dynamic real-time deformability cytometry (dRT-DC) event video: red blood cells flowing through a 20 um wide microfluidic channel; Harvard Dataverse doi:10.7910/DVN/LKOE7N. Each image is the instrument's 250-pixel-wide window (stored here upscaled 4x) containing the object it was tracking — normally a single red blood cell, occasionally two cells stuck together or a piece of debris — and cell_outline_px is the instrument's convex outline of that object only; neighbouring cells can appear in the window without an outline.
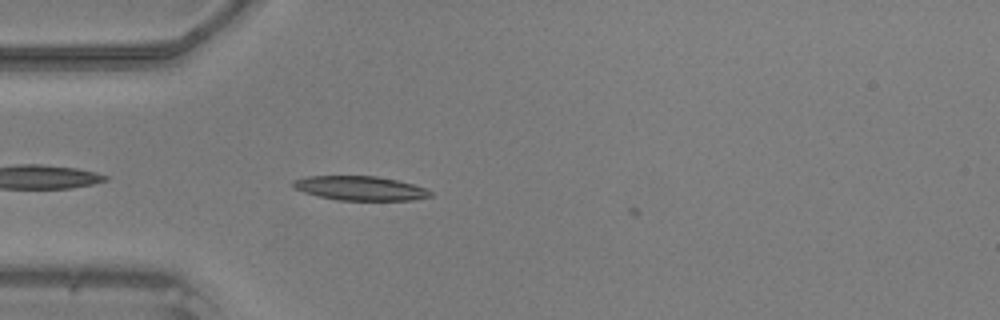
{"species": "common noctule bat (a hibernating species)", "species_latin": "Nyctalus noctula", "temperature_condition": "warm", "stored_images_in_passage": 7, "camera_frame_rate_fps": 3000, "um_per_image_px": 0.085, "animal": {"sex": "male", "body_mass_g": 20.5, "forearm_length_mm": 52.5}, "frame": {"image": 1, "passage_image": 3, "time_ms": 0.667, "image_size_px": [1000, 320], "cell_outline_px": [[432, 196], [412, 200], [340, 200], [320, 196], [304, 192], [296, 188], [292, 184], [292, 180], [308, 176], [376, 176], [396, 180], [412, 184], [424, 188], [432, 192]], "centroid_in_image_um": [30.62, 16.0], "position_along_channel_um": 54.4, "area_um2": 19.13}}
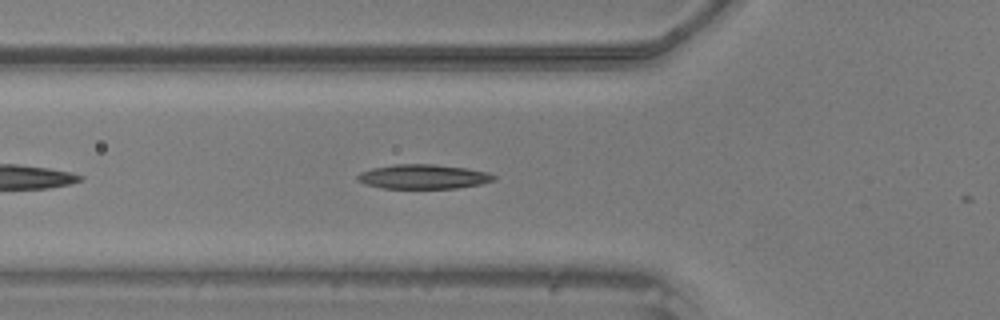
{"frame": {"image": 2, "passage_image": 6, "time_ms": 1.667, "image_size_px": [1000, 320], "cell_outline_px": [[496, 180], [480, 184], [456, 188], [380, 188], [364, 184], [356, 180], [356, 176], [360, 172], [372, 168], [392, 164], [436, 164], [468, 168], [488, 172], [496, 176]], "centroid_in_image_um": [35.96, 15.01], "position_along_channel_um": 89.8, "area_um2": 19.65}}